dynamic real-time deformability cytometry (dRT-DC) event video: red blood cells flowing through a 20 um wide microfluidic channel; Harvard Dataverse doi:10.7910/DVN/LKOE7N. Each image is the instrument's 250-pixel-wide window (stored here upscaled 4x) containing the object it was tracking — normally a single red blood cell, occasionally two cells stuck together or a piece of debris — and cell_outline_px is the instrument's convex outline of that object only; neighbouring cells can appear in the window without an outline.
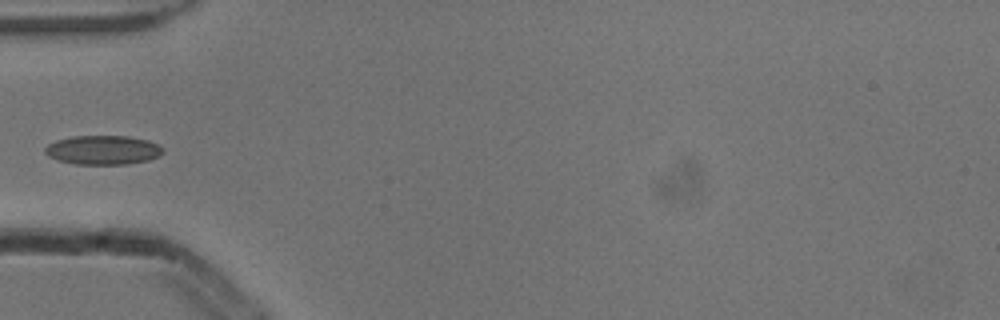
{"species": "common noctule bat (a hibernating species)", "species_latin": "Nyctalus noctula", "temperature_condition": "cold", "stored_images_in_passage": 7, "camera_frame_rate_fps": 3000, "um_per_image_px": 0.085, "animal": {"sex": "male", "body_mass_g": 13.3}, "frame": {"image": 1, "passage_image": 6, "time_ms": 1.667, "image_size_px": [1000, 320], "cell_outline_px": [[164, 152], [160, 156], [148, 160], [128, 164], [76, 164], [60, 160], [48, 156], [44, 152], [44, 148], [48, 144], [56, 140], [72, 136], [128, 136], [148, 140], [160, 144], [164, 148]], "centroid_in_image_um": [8.79, 12.74], "position_along_channel_um": 76.2, "area_um2": 20.17}}
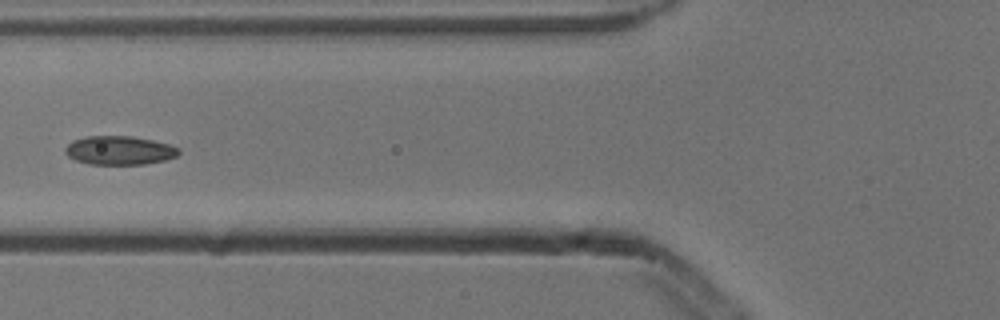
{"frame": {"image": 2, "passage_image": 7, "time_ms": 2.0, "image_size_px": [1000, 320], "cell_outline_px": [[180, 152], [176, 156], [164, 160], [144, 164], [88, 164], [76, 160], [68, 156], [64, 152], [64, 148], [72, 140], [84, 136], [132, 136], [152, 140], [168, 144], [180, 148]], "centroid_in_image_um": [10.12, 12.77], "position_along_channel_um": 115.7, "area_um2": 19.07}}